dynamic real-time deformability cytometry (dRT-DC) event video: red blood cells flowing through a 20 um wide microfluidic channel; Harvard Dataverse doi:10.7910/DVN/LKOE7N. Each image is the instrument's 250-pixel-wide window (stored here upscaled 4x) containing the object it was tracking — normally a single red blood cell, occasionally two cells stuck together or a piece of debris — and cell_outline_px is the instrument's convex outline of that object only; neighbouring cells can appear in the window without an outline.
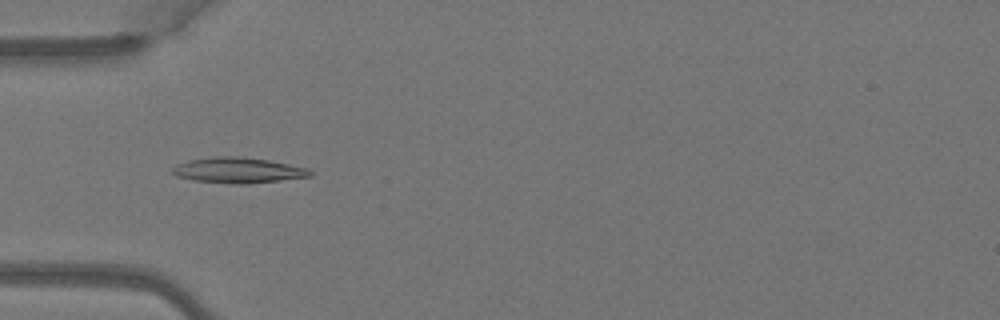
{"species": "Egyptian fruit bat (a non-hibernating species)", "species_latin": "Rousettus aegyptiacus", "temperature_condition": "warm", "stored_images_in_passage": 9, "camera_frame_rate_fps": 3000, "um_per_image_px": 0.085, "animal": {"sex": "female"}, "frame": {"image": 1, "passage_image": 6, "time_ms": 1.667, "image_size_px": [1000, 320], "cell_outline_px": [[312, 176], [248, 184], [232, 184], [192, 180], [176, 176], [172, 172], [172, 168], [176, 164], [188, 160], [216, 156], [236, 156], [268, 160], [308, 168], [312, 172]], "centroid_in_image_um": [20.21, 14.47], "position_along_channel_um": 64.8, "area_um2": 20.52}}
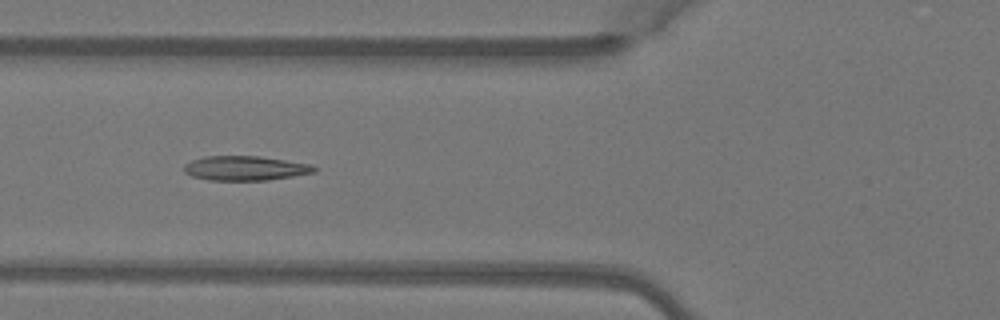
{"frame": {"image": 2, "passage_image": 7, "time_ms": 2.0, "image_size_px": [1000, 320], "cell_outline_px": [[316, 172], [268, 180], [208, 180], [192, 176], [184, 172], [184, 164], [192, 160], [204, 156], [260, 156], [312, 164], [316, 168]], "centroid_in_image_um": [20.84, 14.29], "position_along_channel_um": 105.0, "area_um2": 18.61}}
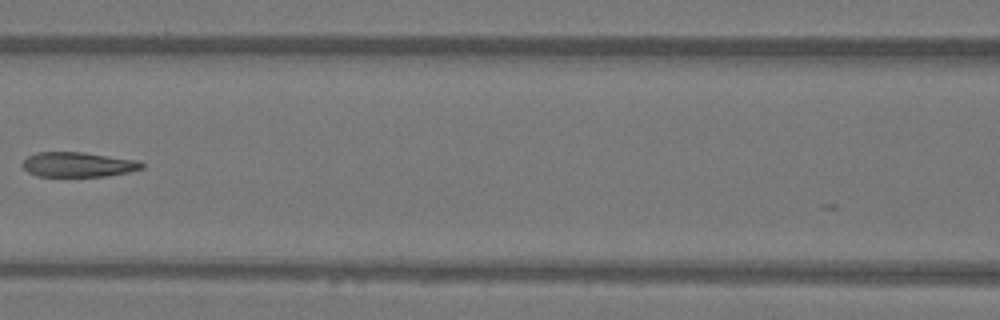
{"frame": {"image": 3, "passage_image": 8, "time_ms": 2.333, "image_size_px": [1000, 320], "cell_outline_px": [[144, 168], [128, 172], [108, 176], [36, 176], [28, 172], [24, 168], [24, 160], [28, 156], [36, 152], [84, 152], [136, 160], [144, 164]], "centroid_in_image_um": [6.65, 13.98], "position_along_channel_um": 160.0, "area_um2": 17.17}}